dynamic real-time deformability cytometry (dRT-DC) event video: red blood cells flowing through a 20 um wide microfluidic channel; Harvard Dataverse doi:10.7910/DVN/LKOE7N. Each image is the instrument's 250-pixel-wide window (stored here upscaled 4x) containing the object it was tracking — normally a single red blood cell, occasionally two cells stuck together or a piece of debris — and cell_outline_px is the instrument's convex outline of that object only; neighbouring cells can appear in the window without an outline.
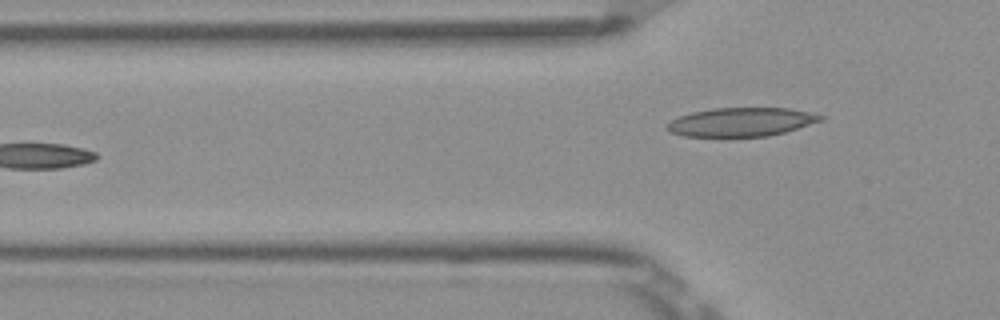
{"species": "Egyptian fruit bat (a non-hibernating species)", "species_latin": "Rousettus aegyptiacus", "temperature_condition": "room temperature", "stored_images_in_passage": 6, "camera_frame_rate_fps": 3000, "um_per_image_px": 0.085, "frame": {"image": 1, "passage_image": 6, "time_ms": 1.667, "image_size_px": [1000, 320], "cell_outline_px": [[824, 120], [784, 132], [768, 136], [684, 136], [672, 132], [664, 128], [664, 124], [680, 116], [692, 112], [712, 108], [788, 108], [808, 112], [824, 116]], "centroid_in_image_um": [62.98, 10.36], "position_along_channel_um": 62.8, "area_um2": 25.55}}